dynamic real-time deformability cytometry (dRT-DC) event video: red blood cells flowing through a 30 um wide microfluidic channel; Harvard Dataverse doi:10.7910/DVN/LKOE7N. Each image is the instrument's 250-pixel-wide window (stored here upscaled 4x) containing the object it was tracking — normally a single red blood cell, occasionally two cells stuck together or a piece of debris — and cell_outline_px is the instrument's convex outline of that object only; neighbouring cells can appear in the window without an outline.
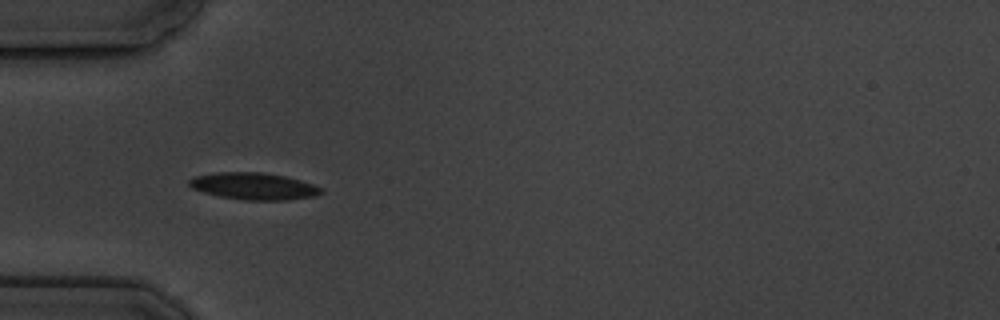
{"species": "common noctule bat (a hibernating species)", "species_latin": "Nyctalus noctula", "temperature_condition": "cold", "stored_images_in_passage": 5, "camera_frame_rate_fps": 3000, "um_per_image_px": 0.085, "animal": {"sex": "male", "body_mass_g": 19.5, "forearm_length_mm": 54.6}, "frame": {"image": 1, "passage_image": 4, "time_ms": 4.333, "image_size_px": [1000, 320], "cell_outline_px": [[324, 192], [316, 196], [288, 200], [244, 200], [220, 196], [204, 192], [192, 188], [188, 184], [188, 180], [192, 176], [216, 172], [260, 172], [284, 176], [300, 180], [324, 188]], "centroid_in_image_um": [21.57, 15.82], "position_along_channel_um": 63.4, "area_um2": 20.81}}